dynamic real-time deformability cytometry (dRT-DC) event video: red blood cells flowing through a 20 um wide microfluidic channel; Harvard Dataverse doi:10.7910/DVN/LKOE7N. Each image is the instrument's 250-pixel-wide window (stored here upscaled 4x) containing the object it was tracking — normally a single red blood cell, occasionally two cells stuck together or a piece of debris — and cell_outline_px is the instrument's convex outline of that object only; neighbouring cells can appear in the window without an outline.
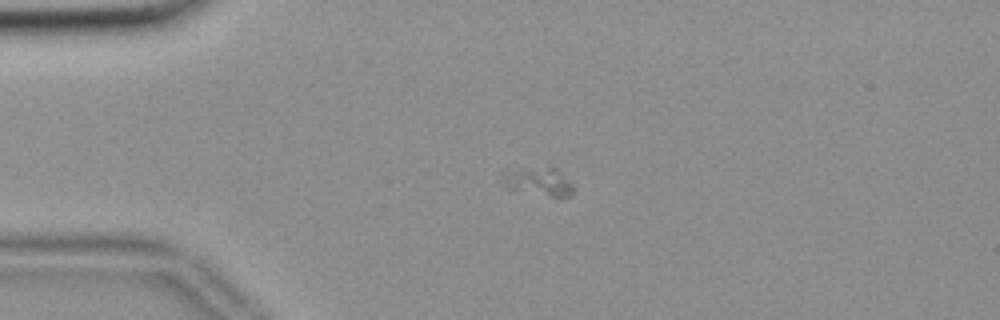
{"species": "common noctule bat (a hibernating species)", "species_latin": "Nyctalus noctula", "temperature_condition": "room temperature", "stored_images_in_passage": 50, "camera_frame_rate_fps": 3000, "um_per_image_px": 0.085, "animal": {"sex": "female", "body_mass_g": 18.4}, "frame": {"image": 1, "passage_image": 7, "time_ms": 2.0, "image_size_px": [1000, 320], "cell_outline_px": [[572, 192], [568, 196], [548, 196], [504, 188], [500, 184], [500, 180], [504, 172], [548, 168], [556, 168], [572, 184]], "centroid_in_image_um": [45.72, 15.47], "position_along_channel_um": 39.3, "area_um2": 11.16}}
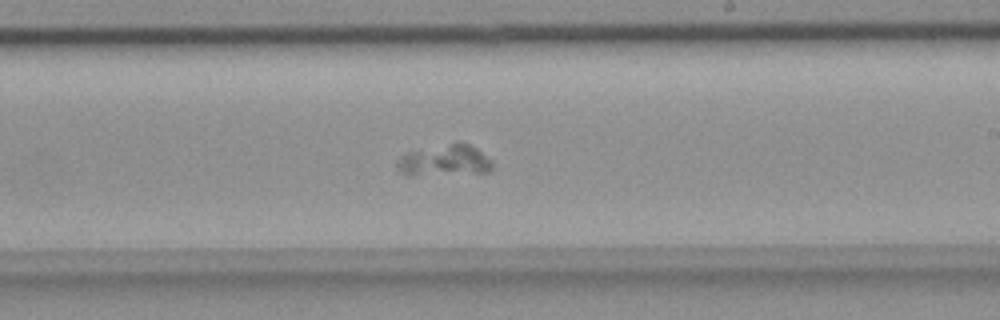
{"frame": {"image": 2, "passage_image": 27, "time_ms": 8.667, "image_size_px": [1000, 320], "cell_outline_px": [[492, 168], [488, 172], [412, 176], [404, 176], [396, 168], [396, 164], [408, 152], [456, 140], [460, 140], [476, 148], [492, 160]], "centroid_in_image_um": [37.79, 13.63], "position_along_channel_um": 251.2, "area_um2": 17.74}}
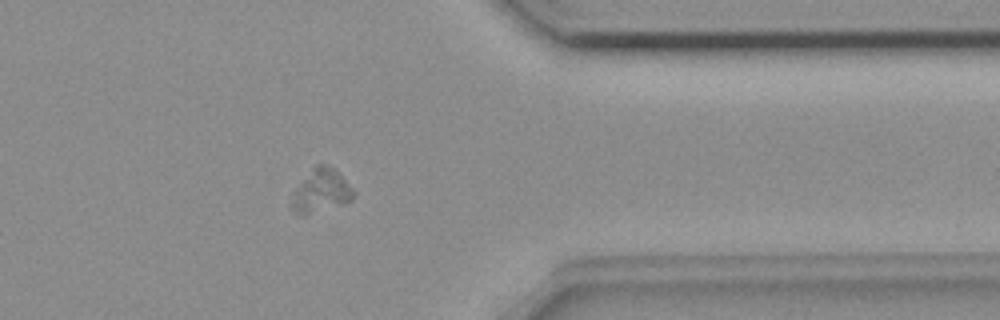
{"frame": {"image": 3, "passage_image": 39, "time_ms": 12.667, "image_size_px": [1000, 320], "cell_outline_px": [[356, 196], [352, 200], [304, 216], [300, 216], [288, 208], [300, 184], [312, 168], [316, 164], [328, 164], [356, 192]], "centroid_in_image_um": [27.28, 16.26], "position_along_channel_um": 384.1, "area_um2": 15.2}}